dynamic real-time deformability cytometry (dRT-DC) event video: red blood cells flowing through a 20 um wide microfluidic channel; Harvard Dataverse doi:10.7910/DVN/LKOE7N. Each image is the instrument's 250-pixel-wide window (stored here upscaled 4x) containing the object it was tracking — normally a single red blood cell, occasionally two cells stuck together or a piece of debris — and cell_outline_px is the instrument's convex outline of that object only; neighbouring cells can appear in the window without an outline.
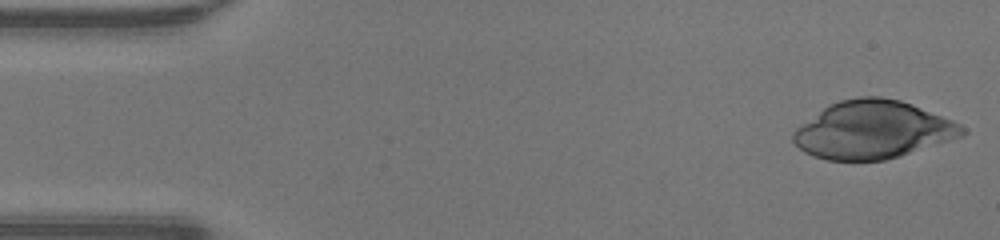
{"species": "human", "species_latin": "Homo sapiens", "temperature_condition": "warm", "stored_images_in_passage": 46, "camera_frame_rate_fps": 3000, "um_per_image_px": 0.085, "donor": {"sex": "male"}, "frame": {"image": 1, "passage_image": 1, "time_ms": 0.0, "image_size_px": [1000, 240], "cell_outline_px": [[968, 132], [960, 136], [900, 156], [884, 160], [828, 160], [812, 156], [804, 152], [792, 140], [792, 132], [796, 128], [824, 108], [840, 100], [860, 96], [880, 96], [900, 100], [912, 104], [952, 120], [960, 124]], "centroid_in_image_um": [74.17, 11.03], "position_along_channel_um": 10.8, "area_um2": 56.36}}
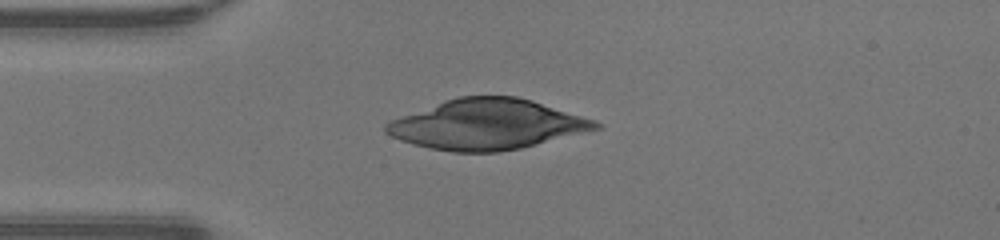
{"frame": {"image": 2, "passage_image": 11, "time_ms": 3.333, "image_size_px": [1000, 240], "cell_outline_px": [[604, 128], [520, 148], [500, 152], [452, 152], [428, 148], [412, 144], [400, 140], [384, 132], [384, 124], [392, 120], [444, 100], [460, 96], [516, 96], [532, 100], [596, 120], [604, 124]], "centroid_in_image_um": [41.44, 10.58], "position_along_channel_um": 43.6, "area_um2": 61.27}}